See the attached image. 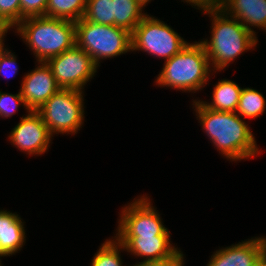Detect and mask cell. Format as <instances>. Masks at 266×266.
Listing matches in <instances>:
<instances>
[{"instance_id":"6da1fadb","label":"cell","mask_w":266,"mask_h":266,"mask_svg":"<svg viewBox=\"0 0 266 266\" xmlns=\"http://www.w3.org/2000/svg\"><path fill=\"white\" fill-rule=\"evenodd\" d=\"M192 102L202 129L223 157L241 161L260 153L250 125L236 112L211 110L197 99Z\"/></svg>"},{"instance_id":"7a4b0ae2","label":"cell","mask_w":266,"mask_h":266,"mask_svg":"<svg viewBox=\"0 0 266 266\" xmlns=\"http://www.w3.org/2000/svg\"><path fill=\"white\" fill-rule=\"evenodd\" d=\"M203 14L212 17L209 41H199L208 55L212 74L222 71L239 55L256 47L257 35L249 31L239 20L228 16L222 9Z\"/></svg>"},{"instance_id":"3957f363","label":"cell","mask_w":266,"mask_h":266,"mask_svg":"<svg viewBox=\"0 0 266 266\" xmlns=\"http://www.w3.org/2000/svg\"><path fill=\"white\" fill-rule=\"evenodd\" d=\"M14 29L32 49L37 62H46L76 45V26L72 21L32 16L24 18Z\"/></svg>"},{"instance_id":"277c9868","label":"cell","mask_w":266,"mask_h":266,"mask_svg":"<svg viewBox=\"0 0 266 266\" xmlns=\"http://www.w3.org/2000/svg\"><path fill=\"white\" fill-rule=\"evenodd\" d=\"M211 72L203 45L199 41L189 42L180 52L164 62L155 83L161 87L196 93L209 82Z\"/></svg>"},{"instance_id":"5b68a950","label":"cell","mask_w":266,"mask_h":266,"mask_svg":"<svg viewBox=\"0 0 266 266\" xmlns=\"http://www.w3.org/2000/svg\"><path fill=\"white\" fill-rule=\"evenodd\" d=\"M76 45L99 67L100 61L131 52V33L114 25L96 24L84 18L75 22Z\"/></svg>"},{"instance_id":"8992f818","label":"cell","mask_w":266,"mask_h":266,"mask_svg":"<svg viewBox=\"0 0 266 266\" xmlns=\"http://www.w3.org/2000/svg\"><path fill=\"white\" fill-rule=\"evenodd\" d=\"M83 91L60 88L37 112L48 127L50 134L78 133L84 123Z\"/></svg>"},{"instance_id":"52a82bcc","label":"cell","mask_w":266,"mask_h":266,"mask_svg":"<svg viewBox=\"0 0 266 266\" xmlns=\"http://www.w3.org/2000/svg\"><path fill=\"white\" fill-rule=\"evenodd\" d=\"M189 43L167 23L146 15L131 33V51L169 60Z\"/></svg>"},{"instance_id":"ba28073f","label":"cell","mask_w":266,"mask_h":266,"mask_svg":"<svg viewBox=\"0 0 266 266\" xmlns=\"http://www.w3.org/2000/svg\"><path fill=\"white\" fill-rule=\"evenodd\" d=\"M46 63L60 88L79 91H84V86L98 69L92 57L77 45L48 59Z\"/></svg>"},{"instance_id":"9c48e42d","label":"cell","mask_w":266,"mask_h":266,"mask_svg":"<svg viewBox=\"0 0 266 266\" xmlns=\"http://www.w3.org/2000/svg\"><path fill=\"white\" fill-rule=\"evenodd\" d=\"M147 195L122 207L116 236H170L160 214Z\"/></svg>"},{"instance_id":"30bf717a","label":"cell","mask_w":266,"mask_h":266,"mask_svg":"<svg viewBox=\"0 0 266 266\" xmlns=\"http://www.w3.org/2000/svg\"><path fill=\"white\" fill-rule=\"evenodd\" d=\"M52 137L40 114L33 110L23 115L8 135L11 145L29 156H39L47 152Z\"/></svg>"},{"instance_id":"8fae6325","label":"cell","mask_w":266,"mask_h":266,"mask_svg":"<svg viewBox=\"0 0 266 266\" xmlns=\"http://www.w3.org/2000/svg\"><path fill=\"white\" fill-rule=\"evenodd\" d=\"M114 237L124 246L126 252L143 258V261L135 265L167 261L181 251L172 245L170 236Z\"/></svg>"},{"instance_id":"7c38bea8","label":"cell","mask_w":266,"mask_h":266,"mask_svg":"<svg viewBox=\"0 0 266 266\" xmlns=\"http://www.w3.org/2000/svg\"><path fill=\"white\" fill-rule=\"evenodd\" d=\"M24 75L20 92L29 110L37 111L60 87L46 62Z\"/></svg>"},{"instance_id":"4fadbf2b","label":"cell","mask_w":266,"mask_h":266,"mask_svg":"<svg viewBox=\"0 0 266 266\" xmlns=\"http://www.w3.org/2000/svg\"><path fill=\"white\" fill-rule=\"evenodd\" d=\"M266 252V237H253L218 249L206 266H257Z\"/></svg>"},{"instance_id":"5bb4252c","label":"cell","mask_w":266,"mask_h":266,"mask_svg":"<svg viewBox=\"0 0 266 266\" xmlns=\"http://www.w3.org/2000/svg\"><path fill=\"white\" fill-rule=\"evenodd\" d=\"M221 9L254 34L251 27L266 32V0H222Z\"/></svg>"},{"instance_id":"9a60e30c","label":"cell","mask_w":266,"mask_h":266,"mask_svg":"<svg viewBox=\"0 0 266 266\" xmlns=\"http://www.w3.org/2000/svg\"><path fill=\"white\" fill-rule=\"evenodd\" d=\"M22 218L7 210H0V257L18 253L26 243Z\"/></svg>"},{"instance_id":"2e32d148","label":"cell","mask_w":266,"mask_h":266,"mask_svg":"<svg viewBox=\"0 0 266 266\" xmlns=\"http://www.w3.org/2000/svg\"><path fill=\"white\" fill-rule=\"evenodd\" d=\"M242 88L232 80L222 79L214 85L212 102L200 100L208 109L224 112H235Z\"/></svg>"},{"instance_id":"e0dca14e","label":"cell","mask_w":266,"mask_h":266,"mask_svg":"<svg viewBox=\"0 0 266 266\" xmlns=\"http://www.w3.org/2000/svg\"><path fill=\"white\" fill-rule=\"evenodd\" d=\"M138 0H113V25L132 33L147 15Z\"/></svg>"},{"instance_id":"ac0fdd59","label":"cell","mask_w":266,"mask_h":266,"mask_svg":"<svg viewBox=\"0 0 266 266\" xmlns=\"http://www.w3.org/2000/svg\"><path fill=\"white\" fill-rule=\"evenodd\" d=\"M87 0H48L46 17L79 21L85 15Z\"/></svg>"},{"instance_id":"d6986e66","label":"cell","mask_w":266,"mask_h":266,"mask_svg":"<svg viewBox=\"0 0 266 266\" xmlns=\"http://www.w3.org/2000/svg\"><path fill=\"white\" fill-rule=\"evenodd\" d=\"M266 109V99L256 89L242 88L236 113L241 118H258Z\"/></svg>"},{"instance_id":"ffe728a7","label":"cell","mask_w":266,"mask_h":266,"mask_svg":"<svg viewBox=\"0 0 266 266\" xmlns=\"http://www.w3.org/2000/svg\"><path fill=\"white\" fill-rule=\"evenodd\" d=\"M112 238L107 239L99 247L90 266H123L120 250L125 251V248L115 237Z\"/></svg>"},{"instance_id":"44dd1931","label":"cell","mask_w":266,"mask_h":266,"mask_svg":"<svg viewBox=\"0 0 266 266\" xmlns=\"http://www.w3.org/2000/svg\"><path fill=\"white\" fill-rule=\"evenodd\" d=\"M96 24L113 25V0H87L83 17Z\"/></svg>"},{"instance_id":"7402d4cb","label":"cell","mask_w":266,"mask_h":266,"mask_svg":"<svg viewBox=\"0 0 266 266\" xmlns=\"http://www.w3.org/2000/svg\"><path fill=\"white\" fill-rule=\"evenodd\" d=\"M20 105L25 107L27 113L30 111L25 104L21 92L12 94L0 91V117H12L18 111Z\"/></svg>"},{"instance_id":"603a6c76","label":"cell","mask_w":266,"mask_h":266,"mask_svg":"<svg viewBox=\"0 0 266 266\" xmlns=\"http://www.w3.org/2000/svg\"><path fill=\"white\" fill-rule=\"evenodd\" d=\"M48 0H20V22L26 17L46 16Z\"/></svg>"},{"instance_id":"cb8c5ba5","label":"cell","mask_w":266,"mask_h":266,"mask_svg":"<svg viewBox=\"0 0 266 266\" xmlns=\"http://www.w3.org/2000/svg\"><path fill=\"white\" fill-rule=\"evenodd\" d=\"M0 16L15 28L20 23V0H0Z\"/></svg>"},{"instance_id":"d4e9b609","label":"cell","mask_w":266,"mask_h":266,"mask_svg":"<svg viewBox=\"0 0 266 266\" xmlns=\"http://www.w3.org/2000/svg\"><path fill=\"white\" fill-rule=\"evenodd\" d=\"M16 55H14V53L10 51H8L1 63H0V76L4 75L5 78H11L13 75H16L17 72H18V66H16L17 62H16ZM11 70V73H9V76H8V71L10 72ZM11 74V76H10Z\"/></svg>"},{"instance_id":"484cf974","label":"cell","mask_w":266,"mask_h":266,"mask_svg":"<svg viewBox=\"0 0 266 266\" xmlns=\"http://www.w3.org/2000/svg\"><path fill=\"white\" fill-rule=\"evenodd\" d=\"M183 2L189 3L200 11L207 12L221 9L222 0H182Z\"/></svg>"},{"instance_id":"4316f807","label":"cell","mask_w":266,"mask_h":266,"mask_svg":"<svg viewBox=\"0 0 266 266\" xmlns=\"http://www.w3.org/2000/svg\"><path fill=\"white\" fill-rule=\"evenodd\" d=\"M184 259V254L180 251L177 255L167 261L139 265L133 264V266H184Z\"/></svg>"},{"instance_id":"83f0119b","label":"cell","mask_w":266,"mask_h":266,"mask_svg":"<svg viewBox=\"0 0 266 266\" xmlns=\"http://www.w3.org/2000/svg\"><path fill=\"white\" fill-rule=\"evenodd\" d=\"M13 28L14 27L9 22H7L2 16H0V40H3L7 35L8 30Z\"/></svg>"},{"instance_id":"f1b7e54d","label":"cell","mask_w":266,"mask_h":266,"mask_svg":"<svg viewBox=\"0 0 266 266\" xmlns=\"http://www.w3.org/2000/svg\"><path fill=\"white\" fill-rule=\"evenodd\" d=\"M4 40H5V39L0 40V63H1V61H2V59H3V57H4V55L9 51L8 48H5V47H4V46H5V44H4Z\"/></svg>"},{"instance_id":"f546056e","label":"cell","mask_w":266,"mask_h":266,"mask_svg":"<svg viewBox=\"0 0 266 266\" xmlns=\"http://www.w3.org/2000/svg\"><path fill=\"white\" fill-rule=\"evenodd\" d=\"M257 266H266V252L263 254V256L258 261Z\"/></svg>"},{"instance_id":"4dcf8cb0","label":"cell","mask_w":266,"mask_h":266,"mask_svg":"<svg viewBox=\"0 0 266 266\" xmlns=\"http://www.w3.org/2000/svg\"><path fill=\"white\" fill-rule=\"evenodd\" d=\"M144 7H146V4L151 2L152 0H138Z\"/></svg>"}]
</instances>
